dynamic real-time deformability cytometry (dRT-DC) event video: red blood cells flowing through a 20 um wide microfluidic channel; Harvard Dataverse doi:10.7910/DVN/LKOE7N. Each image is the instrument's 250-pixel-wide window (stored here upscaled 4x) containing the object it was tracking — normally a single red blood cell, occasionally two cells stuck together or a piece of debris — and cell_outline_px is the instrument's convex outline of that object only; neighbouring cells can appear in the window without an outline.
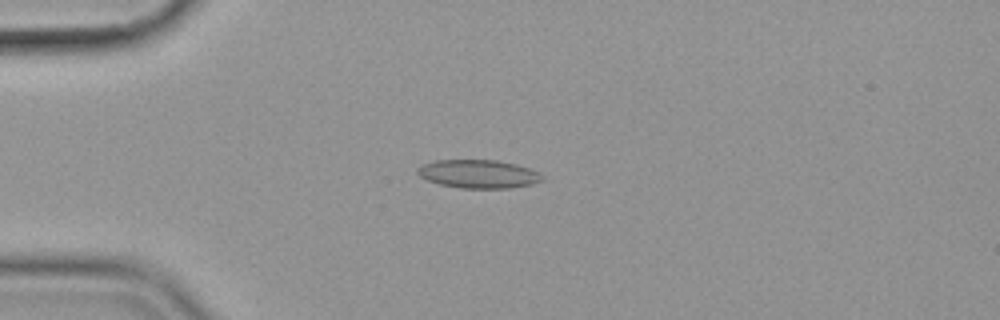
{"species": "common noctule bat (a hibernating species)", "species_latin": "Nyctalus noctula", "temperature_condition": "cold", "stored_images_in_passage": 57, "camera_frame_rate_fps": 3000, "um_per_image_px": 0.085, "animal": {"sex": "female", "body_mass_g": 19.9}, "frame": {"image": 1, "passage_image": 15, "time_ms": 4.667, "image_size_px": [1000, 320], "cell_outline_px": [[544, 180], [532, 184], [508, 188], [460, 188], [440, 184], [428, 180], [420, 176], [416, 172], [416, 168], [420, 164], [436, 160], [496, 160], [516, 164], [540, 172], [544, 176]], "centroid_in_image_um": [40.66, 14.78], "position_along_channel_um": 44.3, "area_um2": 20.75}}
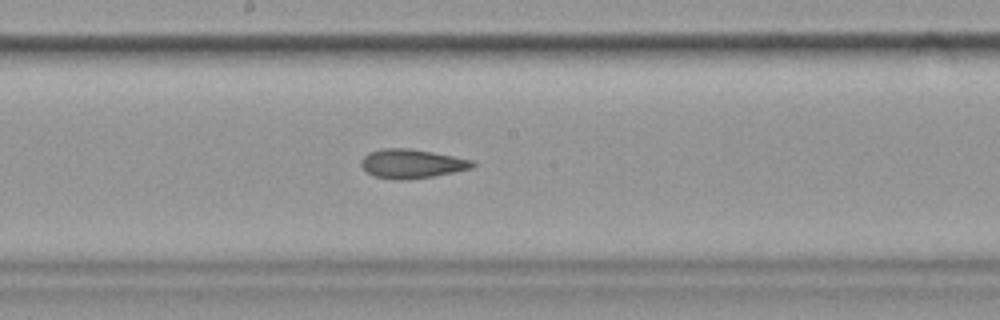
{"frame": {"image": 2, "passage_image": 31, "time_ms": 10.0, "image_size_px": [1000, 320], "cell_outline_px": [[476, 164], [472, 168], [432, 176], [408, 180], [400, 180], [372, 176], [360, 164], [360, 160], [368, 152], [380, 148], [408, 148], [432, 152], [472, 160]], "centroid_in_image_um": [34.95, 13.91], "position_along_channel_um": 213.2, "area_um2": 18.79}}
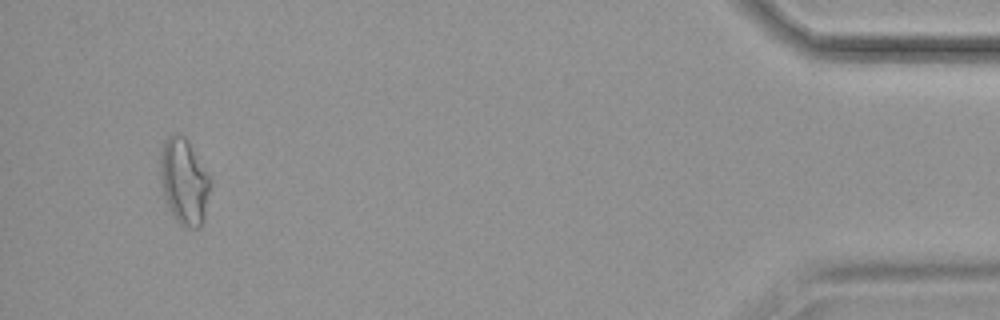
{"frame": {"image": 3, "passage_image": 54, "time_ms": 17.667, "image_size_px": [1000, 320], "cell_outline_px": [[208, 192], [204, 220], [200, 228], [188, 228], [180, 224], [172, 216], [164, 196], [160, 184], [160, 148], [168, 136], [172, 132], [184, 136], [208, 176]], "centroid_in_image_um": [15.58, 15.45], "position_along_channel_um": 419.6, "area_um2": 24.62}, "authors_computed_cell_mechanics": {"area_um2": 19.8254, "velocity_mm_per_s": 3.5905, "shape_relaxation_time_tau1_ms": null, "shape_relaxation_time_tau2_ms": 2.1514, "deformation_change_tau1": null, "deformation_change_tau2": 0.0939}}